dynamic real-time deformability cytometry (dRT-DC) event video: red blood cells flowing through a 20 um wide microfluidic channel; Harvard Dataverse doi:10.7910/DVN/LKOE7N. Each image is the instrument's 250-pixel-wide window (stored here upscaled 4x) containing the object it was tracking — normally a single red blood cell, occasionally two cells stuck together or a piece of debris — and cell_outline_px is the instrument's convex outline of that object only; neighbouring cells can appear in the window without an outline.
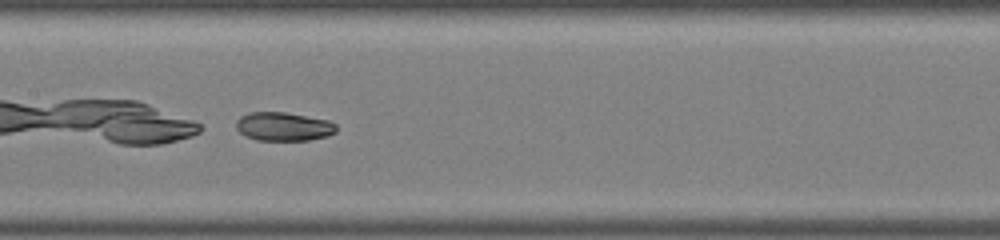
{"species": "common noctule bat (a hibernating species)", "species_latin": "Nyctalus noctula", "temperature_condition": "warm", "stored_images_in_passage": 23, "camera_frame_rate_fps": 3000, "um_per_image_px": 0.085, "animal": {"sex": "male", "body_mass_g": 19.0, "forearm_length_mm": 50.8}, "frame": {"image": 1, "passage_image": 7, "time_ms": 2.0, "image_size_px": [1000, 240], "cell_outline_px": [[336, 132], [328, 136], [308, 140], [256, 140], [240, 132], [236, 128], [236, 120], [240, 116], [248, 112], [284, 112], [328, 120], [336, 124]], "centroid_in_image_um": [24.1, 10.75], "position_along_channel_um": 183.3, "area_um2": 16.7}}
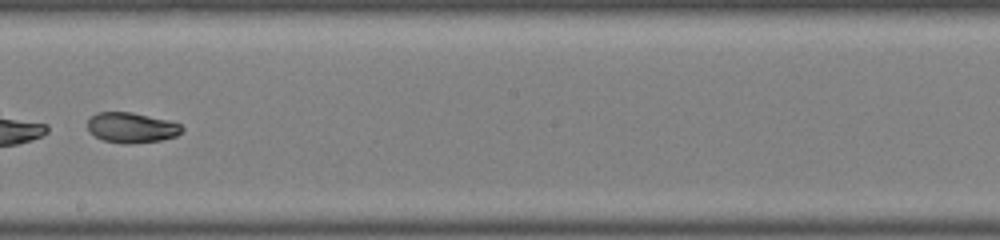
{"frame": {"image": 2, "passage_image": 10, "time_ms": 3.0, "image_size_px": [1000, 240], "cell_outline_px": [[184, 128], [176, 136], [160, 140], [128, 144], [124, 144], [104, 140], [88, 132], [88, 120], [96, 112], [132, 112], [168, 120], [180, 124]], "centroid_in_image_um": [11.17, 10.84], "position_along_channel_um": 237.0, "area_um2": 16.59}}
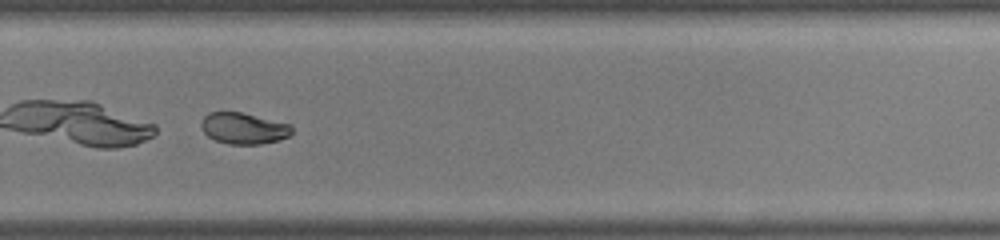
{"frame": {"image": 3, "passage_image": 14, "time_ms": 4.333, "image_size_px": [1000, 240], "cell_outline_px": [[292, 132], [288, 136], [280, 140], [260, 144], [228, 144], [216, 140], [208, 136], [204, 132], [200, 124], [204, 116], [208, 112], [240, 112], [292, 124]], "centroid_in_image_um": [20.72, 10.91], "position_along_channel_um": 309.1, "area_um2": 16.53}}